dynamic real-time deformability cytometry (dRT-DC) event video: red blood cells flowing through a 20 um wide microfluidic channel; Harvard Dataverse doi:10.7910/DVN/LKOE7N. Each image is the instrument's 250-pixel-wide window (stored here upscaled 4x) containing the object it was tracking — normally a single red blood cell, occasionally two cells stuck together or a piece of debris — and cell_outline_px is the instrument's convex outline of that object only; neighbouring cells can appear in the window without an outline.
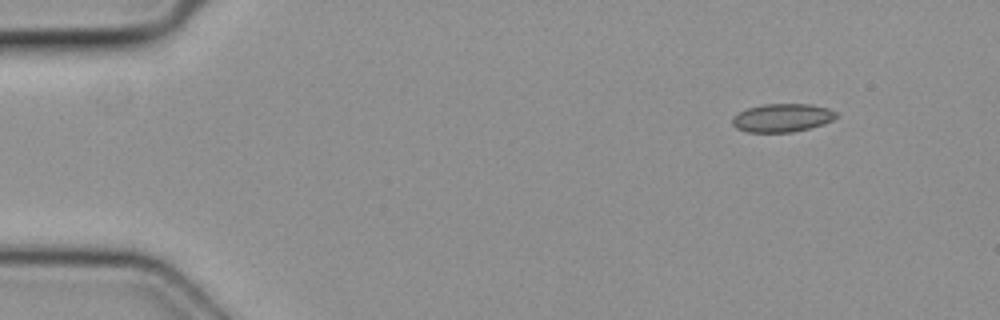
{"species": "common noctule bat (a hibernating species)", "species_latin": "Nyctalus noctula", "temperature_condition": "cold", "stored_images_in_passage": 5, "camera_frame_rate_fps": 3000, "um_per_image_px": 0.085, "animal": {"sex": "female", "body_mass_g": 19.3, "forearm_length_mm": 54.1}, "frame": {"image": 1, "passage_image": 5, "time_ms": 1.333, "image_size_px": [1000, 320], "cell_outline_px": [[836, 116], [832, 120], [824, 124], [792, 132], [748, 132], [736, 128], [732, 124], [732, 116], [748, 108], [764, 104], [812, 104], [828, 108], [836, 112]], "centroid_in_image_um": [66.47, 10.01], "position_along_channel_um": 18.5, "area_um2": 17.05}}